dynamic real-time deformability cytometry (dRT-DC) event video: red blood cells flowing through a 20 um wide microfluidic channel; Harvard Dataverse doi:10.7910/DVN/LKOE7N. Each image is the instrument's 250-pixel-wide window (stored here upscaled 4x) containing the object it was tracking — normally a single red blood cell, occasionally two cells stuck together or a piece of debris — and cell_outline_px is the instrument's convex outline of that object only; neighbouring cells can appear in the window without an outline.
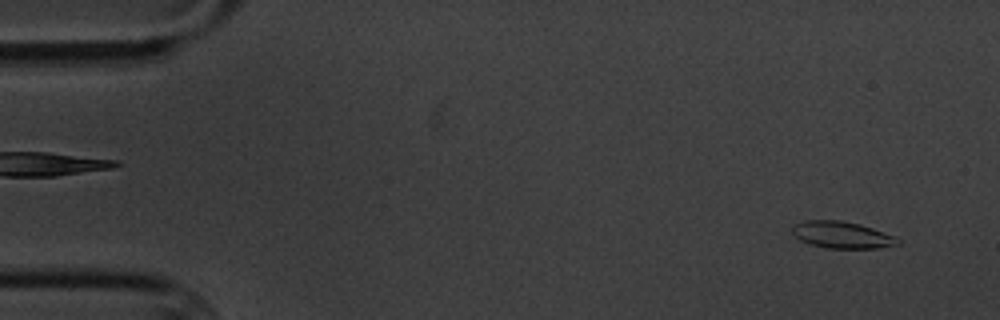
{"species": "common noctule bat (a hibernating species)", "species_latin": "Nyctalus noctula", "temperature_condition": "cold", "stored_images_in_passage": 3, "segment_of_instrument_passage": [2, 2], "camera_frame_rate_fps": 3000, "um_per_image_px": 0.085, "animal": {"sex": "male", "body_mass_g": 20.1, "forearm_length_mm": 53.5}, "frame": {"image": 1, "passage_image": 3, "time_ms": 2.333, "image_size_px": [1000, 320], "cell_outline_px": [[900, 244], [880, 248], [828, 248], [812, 244], [800, 240], [792, 232], [792, 228], [796, 224], [804, 220], [840, 220], [860, 224], [896, 236], [900, 240]], "centroid_in_image_um": [71.61, 19.96], "position_along_channel_um": 13.4, "area_um2": 16.42}}